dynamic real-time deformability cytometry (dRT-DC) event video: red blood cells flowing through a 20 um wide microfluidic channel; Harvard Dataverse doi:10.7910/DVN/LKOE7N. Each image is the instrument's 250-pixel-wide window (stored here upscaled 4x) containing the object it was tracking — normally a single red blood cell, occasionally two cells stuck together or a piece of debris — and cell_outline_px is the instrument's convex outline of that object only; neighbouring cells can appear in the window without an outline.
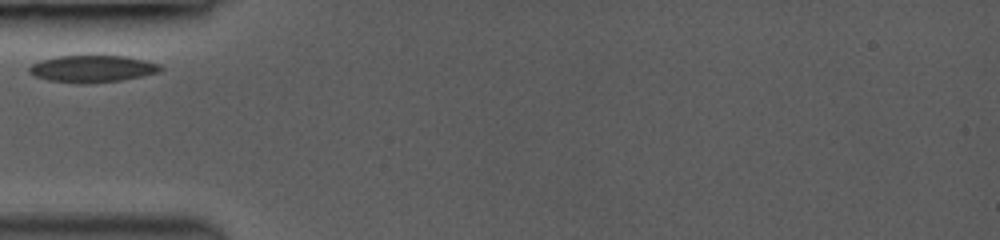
{"species": "common noctule bat (a hibernating species)", "species_latin": "Nyctalus noctula", "temperature_condition": "room temperature", "stored_images_in_passage": 9, "camera_frame_rate_fps": 3000, "um_per_image_px": 0.085, "animal": {"sex": "female", "body_mass_g": 19.0, "forearm_length_mm": 53.3}, "frame": {"image": 1, "passage_image": 1, "time_ms": 0.0, "image_size_px": [1000, 240], "cell_outline_px": [[164, 68], [160, 72], [124, 80], [76, 84], [48, 80], [36, 76], [28, 72], [28, 68], [32, 64], [40, 60], [56, 56], [124, 56], [144, 60], [160, 64]], "centroid_in_image_um": [7.85, 5.85], "position_along_channel_um": 77.1, "area_um2": 20.69}}
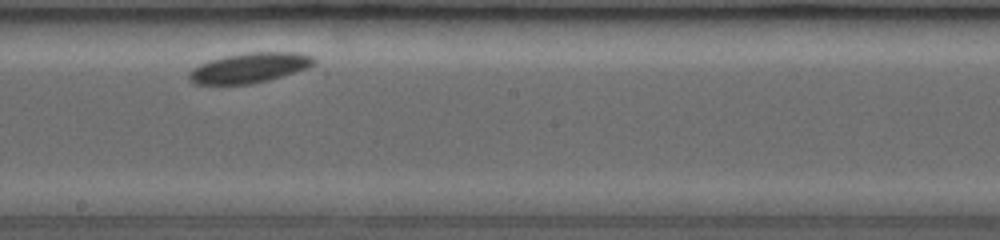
{"frame": {"image": 2, "passage_image": 5, "time_ms": 4.0, "image_size_px": [1000, 240], "cell_outline_px": [[316, 64], [308, 68], [268, 80], [252, 84], [196, 84], [188, 80], [188, 72], [192, 68], [208, 60], [224, 56], [248, 52], [296, 52], [312, 56], [316, 60]], "centroid_in_image_um": [21.19, 5.76], "position_along_channel_um": 227.0, "area_um2": 21.96}}
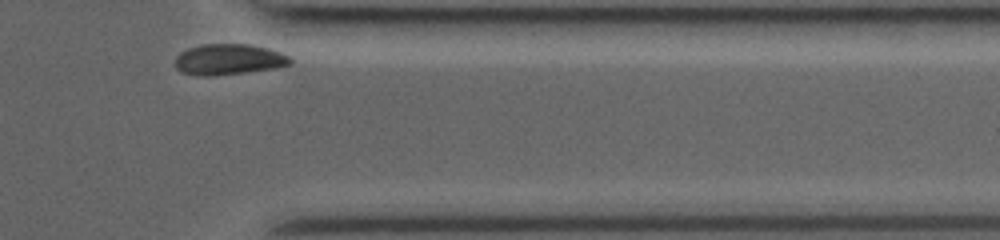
{"frame": {"image": 3, "passage_image": 9, "time_ms": 8.333, "image_size_px": [1000, 240], "cell_outline_px": [[292, 64], [276, 68], [244, 72], [208, 76], [200, 76], [180, 72], [176, 68], [176, 56], [180, 52], [188, 48], [200, 44], [248, 44], [268, 48], [280, 52], [288, 56], [292, 60]], "centroid_in_image_um": [19.43, 5.04], "position_along_channel_um": 392.0, "area_um2": 20.69}}